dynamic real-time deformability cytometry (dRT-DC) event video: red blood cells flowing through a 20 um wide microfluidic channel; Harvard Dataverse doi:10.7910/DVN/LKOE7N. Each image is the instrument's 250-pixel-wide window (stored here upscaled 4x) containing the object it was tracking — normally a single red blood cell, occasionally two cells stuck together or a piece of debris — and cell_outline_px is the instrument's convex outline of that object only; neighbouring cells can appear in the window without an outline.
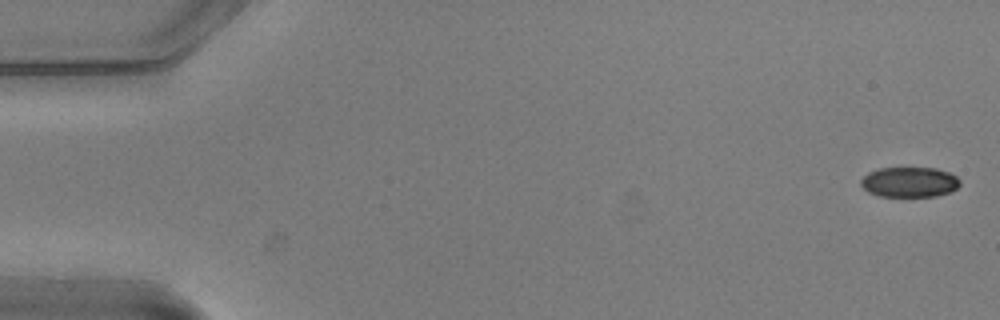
{"species": "common noctule bat (a hibernating species)", "species_latin": "Nyctalus noctula", "temperature_condition": "warm", "stored_images_in_passage": 8, "camera_frame_rate_fps": 3000, "um_per_image_px": 0.085, "animal": {"sex": "male", "body_mass_g": 20.5, "forearm_length_mm": 52.5}, "frame": {"image": 1, "passage_image": 1, "time_ms": 0.0, "image_size_px": [1000, 320], "cell_outline_px": [[960, 184], [952, 192], [936, 196], [880, 196], [868, 192], [860, 184], [860, 180], [868, 172], [880, 168], [936, 168], [948, 172], [956, 176], [960, 180]], "centroid_in_image_um": [77.31, 15.48], "position_along_channel_um": 7.7, "area_um2": 17.46}}
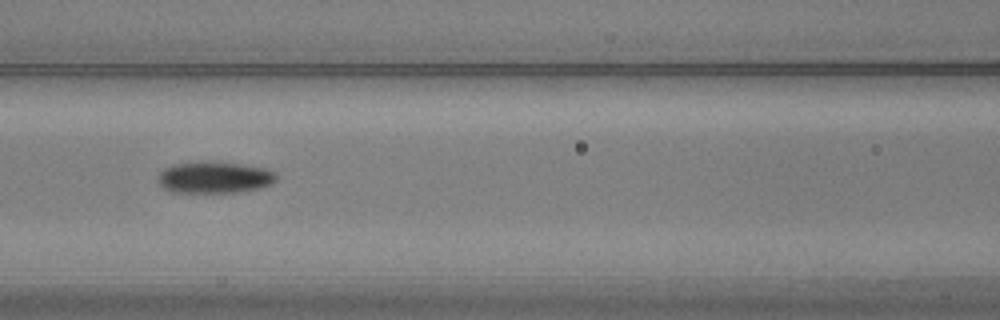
{"frame": {"image": 2, "passage_image": 7, "time_ms": 2.0, "image_size_px": [1000, 320], "cell_outline_px": [[276, 180], [272, 184], [260, 188], [240, 192], [172, 192], [164, 188], [156, 180], [160, 172], [164, 168], [172, 164], [240, 164], [264, 168], [276, 172]], "centroid_in_image_um": [18.24, 15.12], "position_along_channel_um": 148.4, "area_um2": 21.1}}
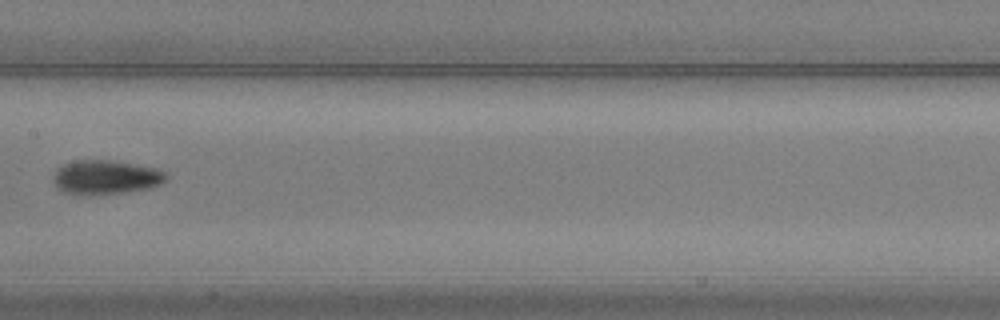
{"frame": {"image": 3, "passage_image": 8, "time_ms": 2.333, "image_size_px": [1000, 320], "cell_outline_px": [[168, 176], [160, 184], [152, 188], [128, 192], [92, 196], [84, 196], [64, 192], [56, 188], [52, 180], [52, 176], [56, 168], [72, 160], [108, 160], [156, 168], [164, 172]], "centroid_in_image_um": [8.92, 15.09], "position_along_channel_um": 198.5, "area_um2": 22.95}}